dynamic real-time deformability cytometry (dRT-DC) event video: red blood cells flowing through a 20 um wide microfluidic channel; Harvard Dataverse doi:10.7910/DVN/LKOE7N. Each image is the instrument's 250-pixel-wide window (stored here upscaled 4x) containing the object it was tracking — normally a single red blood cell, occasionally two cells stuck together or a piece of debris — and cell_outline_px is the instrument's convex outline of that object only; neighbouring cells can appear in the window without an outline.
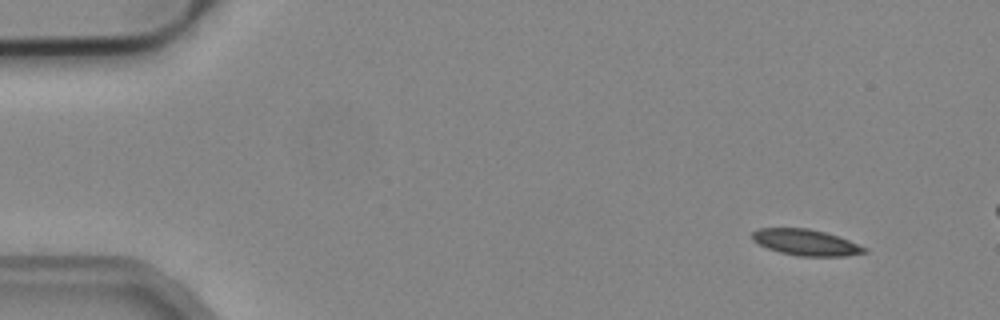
{"species": "common noctule bat (a hibernating species)", "species_latin": "Nyctalus noctula", "temperature_condition": "cold", "stored_images_in_passage": 4, "camera_frame_rate_fps": 3000, "um_per_image_px": 0.085, "animal": {"sex": "male", "body_mass_g": 19.2, "forearm_length_mm": 51.8}, "frame": {"image": 1, "passage_image": 1, "time_ms": 0.0, "image_size_px": [1000, 320], "cell_outline_px": [[868, 252], [844, 256], [796, 256], [780, 252], [768, 248], [752, 240], [752, 232], [760, 228], [808, 228], [824, 232], [848, 240], [868, 248]], "centroid_in_image_um": [68.5, 20.61], "position_along_channel_um": 16.5, "area_um2": 16.94}}